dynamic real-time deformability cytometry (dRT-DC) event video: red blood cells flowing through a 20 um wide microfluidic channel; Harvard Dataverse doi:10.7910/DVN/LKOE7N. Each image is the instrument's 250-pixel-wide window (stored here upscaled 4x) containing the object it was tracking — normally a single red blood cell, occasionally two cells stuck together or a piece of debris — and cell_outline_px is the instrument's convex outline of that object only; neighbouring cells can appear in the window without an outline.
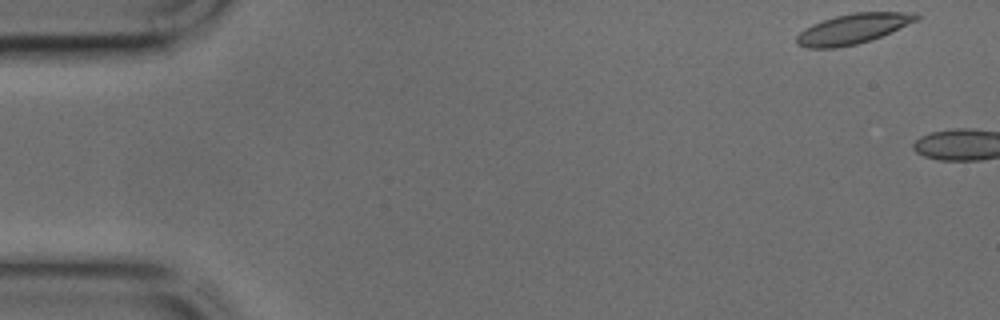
{"species": "common noctule bat (a hibernating species)", "species_latin": "Nyctalus noctula", "temperature_condition": "cold", "stored_images_in_passage": 3, "camera_frame_rate_fps": 3000, "um_per_image_px": 0.085, "animal": {"sex": "male", "body_mass_g": 17.9, "forearm_length_mm": 54.2}, "frame": {"image": 1, "passage_image": 1, "time_ms": 0.0, "image_size_px": [1000, 320], "cell_outline_px": [[920, 16], [916, 20], [900, 28], [872, 40], [856, 44], [836, 48], [808, 48], [796, 44], [796, 36], [804, 28], [812, 24], [836, 16], [856, 12], [916, 12]], "centroid_in_image_um": [72.48, 2.45], "position_along_channel_um": 12.5, "area_um2": 20.92}}